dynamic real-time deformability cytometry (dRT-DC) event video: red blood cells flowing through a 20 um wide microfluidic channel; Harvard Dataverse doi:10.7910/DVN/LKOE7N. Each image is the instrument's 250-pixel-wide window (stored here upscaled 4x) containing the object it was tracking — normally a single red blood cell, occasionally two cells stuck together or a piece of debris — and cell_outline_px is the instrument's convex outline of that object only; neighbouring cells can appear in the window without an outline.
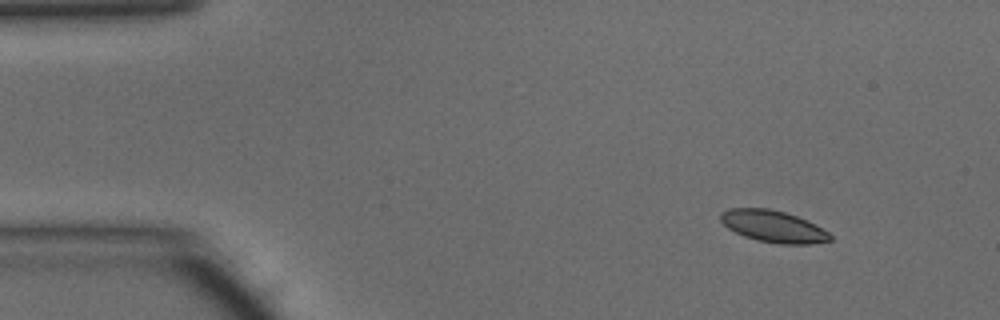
{"species": "common noctule bat (a hibernating species)", "species_latin": "Nyctalus noctula", "temperature_condition": "warm", "stored_images_in_passage": 45, "camera_frame_rate_fps": 3000, "um_per_image_px": 0.085, "animal": {"sex": "male", "body_mass_g": 15.6}, "frame": {"image": 1, "passage_image": 2, "time_ms": 0.333, "image_size_px": [1000, 320], "cell_outline_px": [[832, 240], [812, 244], [780, 244], [756, 240], [744, 236], [728, 228], [720, 220], [720, 216], [728, 208], [768, 208], [784, 212], [796, 216], [828, 232], [832, 236]], "centroid_in_image_um": [65.71, 19.25], "position_along_channel_um": 19.3, "area_um2": 20.0}}
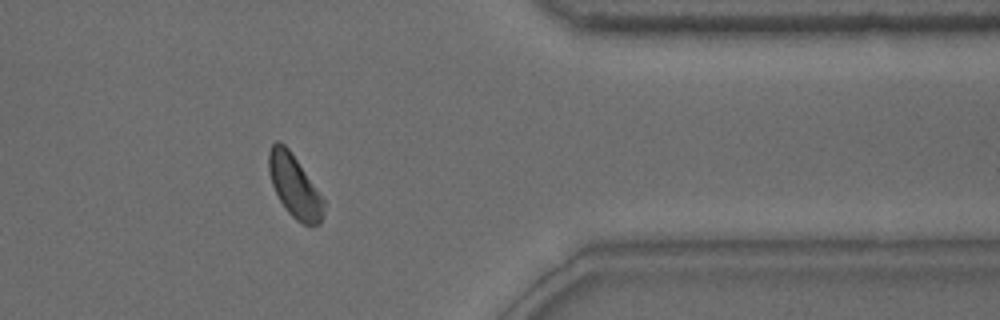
{"frame": {"image": 2, "passage_image": 36, "time_ms": 11.667, "image_size_px": [1000, 320], "cell_outline_px": [[324, 208], [320, 224], [304, 224], [296, 220], [284, 208], [272, 184], [268, 172], [268, 152], [272, 144], [276, 140], [280, 140], [288, 148], [324, 200]], "centroid_in_image_um": [24.99, 15.8], "position_along_channel_um": 386.4, "area_um2": 19.65}}
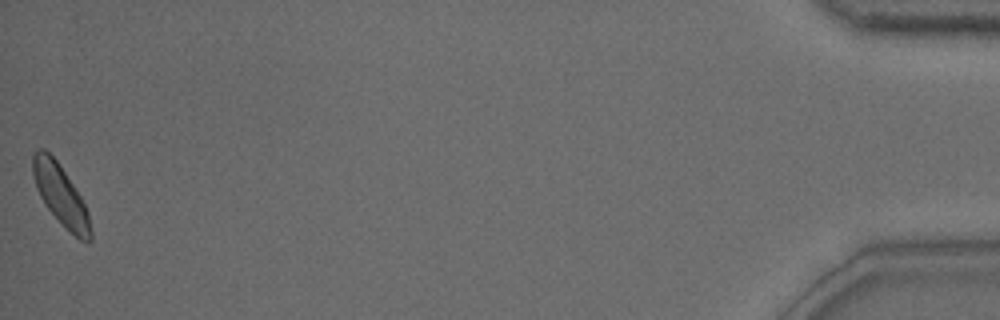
{"frame": {"image": 3, "passage_image": 45, "time_ms": 14.667, "image_size_px": [1000, 320], "cell_outline_px": [[92, 240], [80, 240], [48, 208], [40, 196], [36, 188], [32, 172], [32, 156], [40, 148], [44, 148], [56, 160], [80, 196], [88, 212], [92, 232]], "centroid_in_image_um": [5.14, 16.54], "position_along_channel_um": 430.1, "area_um2": 19.54}, "authors_computed_cell_mechanics": {"area_um2": 20.0566, "velocity_mm_per_s": 4.1453, "shape_relaxation_time_tau1_ms": null, "shape_relaxation_time_tau2_ms": 5.3659, "deformation_change_tau1": null, "deformation_change_tau2": 0.0988}}